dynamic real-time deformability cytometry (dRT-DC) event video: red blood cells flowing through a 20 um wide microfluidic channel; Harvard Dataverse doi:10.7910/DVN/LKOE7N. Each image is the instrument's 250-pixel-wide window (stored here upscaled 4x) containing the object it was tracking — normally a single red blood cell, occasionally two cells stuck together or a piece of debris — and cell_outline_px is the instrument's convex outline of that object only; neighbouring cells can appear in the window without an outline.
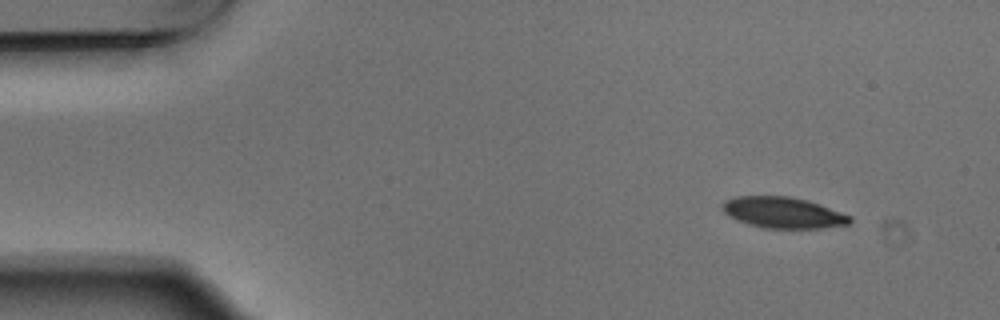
{"species": "Egyptian fruit bat (a non-hibernating species)", "species_latin": "Rousettus aegyptiacus", "temperature_condition": "warm", "stored_images_in_passage": 8, "camera_frame_rate_fps": 3000, "um_per_image_px": 0.085, "animal": {"sex": "male"}, "frame": {"image": 1, "passage_image": 1, "time_ms": 0.0, "image_size_px": [1000, 320], "cell_outline_px": [[852, 220], [848, 224], [824, 228], [764, 228], [748, 224], [736, 220], [728, 216], [724, 212], [720, 204], [724, 200], [736, 196], [788, 196], [820, 204], [852, 216]], "centroid_in_image_um": [66.53, 18.07], "position_along_channel_um": 18.5, "area_um2": 23.18}}
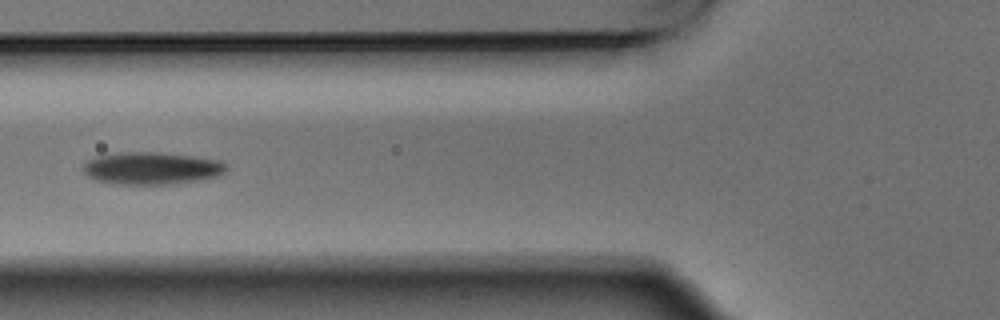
{"frame": {"image": 2, "passage_image": 5, "time_ms": 1.333, "image_size_px": [1000, 320], "cell_outline_px": [[228, 168], [220, 176], [200, 180], [172, 184], [112, 184], [96, 180], [88, 176], [80, 168], [88, 160], [96, 156], [120, 152], [152, 152], [192, 156], [220, 160], [228, 164]], "centroid_in_image_um": [12.89, 14.31], "position_along_channel_um": 112.9, "area_um2": 27.22}}
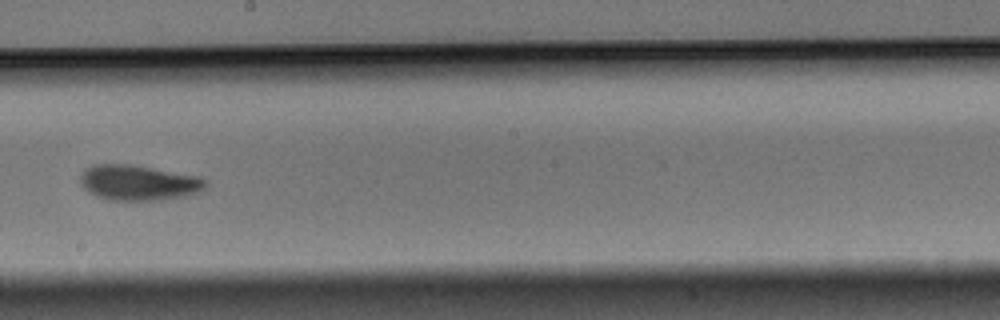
{"frame": {"image": 3, "passage_image": 8, "time_ms": 2.333, "image_size_px": [1000, 320], "cell_outline_px": [[208, 184], [200, 192], [188, 196], [160, 200], [112, 200], [96, 196], [88, 192], [80, 184], [80, 176], [84, 168], [92, 164], [132, 164], [200, 176], [208, 180]], "centroid_in_image_um": [11.79, 15.52], "position_along_channel_um": 236.4, "area_um2": 26.3}}